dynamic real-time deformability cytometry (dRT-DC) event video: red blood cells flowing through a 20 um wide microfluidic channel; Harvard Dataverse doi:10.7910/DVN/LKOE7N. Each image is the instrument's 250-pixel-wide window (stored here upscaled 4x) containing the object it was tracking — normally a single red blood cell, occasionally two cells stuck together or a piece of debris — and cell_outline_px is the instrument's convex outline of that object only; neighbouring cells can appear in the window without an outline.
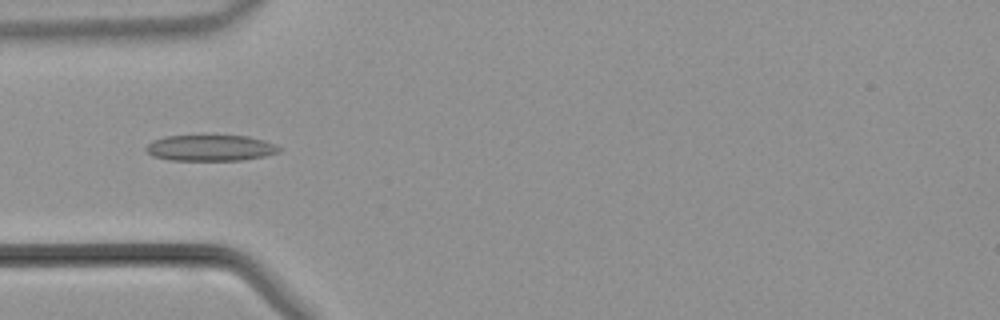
{"species": "common noctule bat (a hibernating species)", "species_latin": "Nyctalus noctula", "temperature_condition": "warm", "stored_images_in_passage": 44, "camera_frame_rate_fps": 3000, "um_per_image_px": 0.085, "animal": {"sex": "male", "body_mass_g": 21.5, "forearm_length_mm": 52.0}, "frame": {"image": 1, "passage_image": 13, "time_ms": 4.0, "image_size_px": [1000, 320], "cell_outline_px": [[284, 148], [280, 152], [264, 156], [240, 160], [168, 160], [152, 156], [144, 148], [152, 140], [164, 136], [248, 136], [264, 140], [276, 144]], "centroid_in_image_um": [17.9, 12.57], "position_along_channel_um": 67.1, "area_um2": 20.29}}
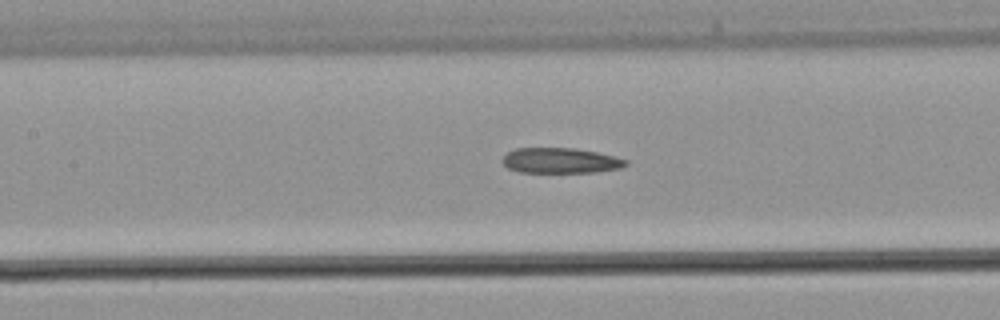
{"frame": {"image": 2, "passage_image": 19, "time_ms": 6.0, "image_size_px": [1000, 320], "cell_outline_px": [[628, 164], [620, 168], [596, 172], [520, 172], [508, 168], [500, 160], [508, 152], [516, 148], [576, 148], [596, 152], [628, 160]], "centroid_in_image_um": [47.62, 13.65], "position_along_channel_um": 159.8, "area_um2": 18.15}}
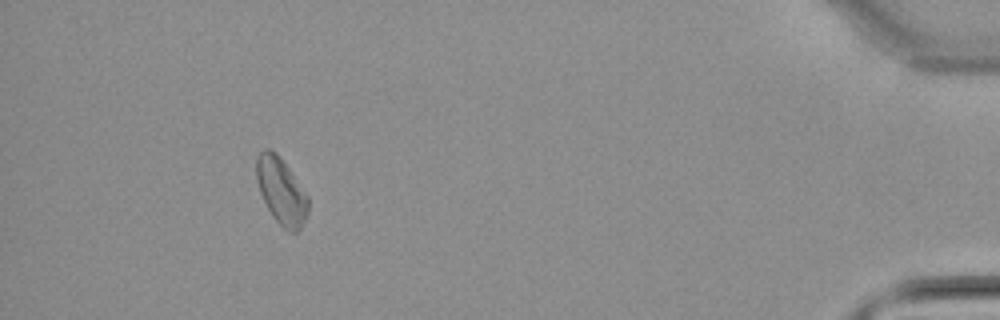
{"frame": {"image": 3, "passage_image": 40, "time_ms": 13.0, "image_size_px": [1000, 320], "cell_outline_px": [[308, 212], [300, 228], [296, 232], [288, 232], [272, 216], [260, 192], [256, 180], [256, 156], [264, 148], [268, 148], [276, 152], [280, 156], [308, 196]], "centroid_in_image_um": [23.89, 16.21], "position_along_channel_um": 411.3, "area_um2": 19.94}}